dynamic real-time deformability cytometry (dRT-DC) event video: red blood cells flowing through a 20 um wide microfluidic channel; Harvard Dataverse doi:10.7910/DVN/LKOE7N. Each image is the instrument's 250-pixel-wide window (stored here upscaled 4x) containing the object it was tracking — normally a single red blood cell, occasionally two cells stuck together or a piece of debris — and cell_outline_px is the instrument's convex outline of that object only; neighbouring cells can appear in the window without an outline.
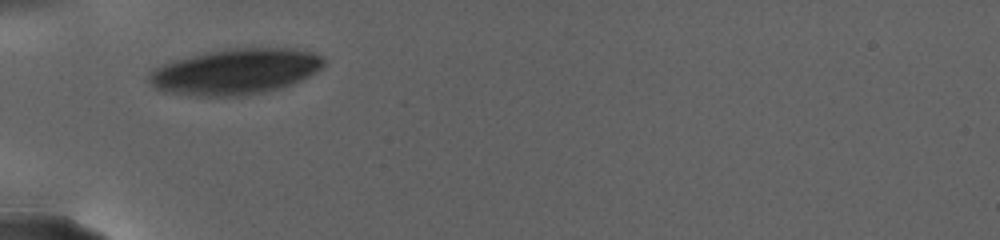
{"species": "human", "species_latin": "Homo sapiens", "temperature_condition": "warm", "stored_images_in_passage": 58, "camera_frame_rate_fps": 3000, "um_per_image_px": 0.085, "donor": {"sex": "female"}, "frame": {"image": 1, "passage_image": 1, "time_ms": 0.0, "image_size_px": [1000, 240], "cell_outline_px": [[324, 68], [292, 84], [280, 88], [244, 96], [188, 96], [164, 92], [156, 88], [148, 80], [148, 72], [164, 64], [176, 60], [204, 52], [224, 48], [292, 48], [312, 52], [320, 56], [324, 60]], "centroid_in_image_um": [20.0, 6.09], "position_along_channel_um": 65.0, "area_um2": 46.76}}
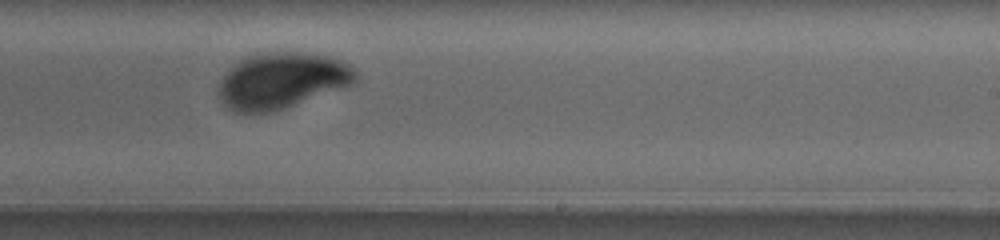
{"frame": {"image": 2, "passage_image": 29, "time_ms": 8.333, "image_size_px": [1000, 240], "cell_outline_px": [[356, 80], [348, 84], [284, 108], [272, 112], [232, 112], [220, 100], [220, 84], [224, 76], [240, 60], [252, 56], [276, 52], [296, 52], [328, 56], [344, 60], [356, 72]], "centroid_in_image_um": [23.94, 6.85], "position_along_channel_um": 265.1, "area_um2": 43.23}}
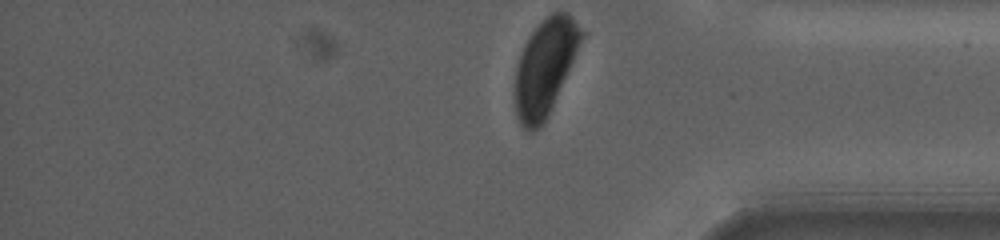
{"frame": {"image": 3, "passage_image": 57, "time_ms": 13.667, "image_size_px": [1000, 240], "cell_outline_px": [[588, 32], [540, 128], [532, 132], [528, 132], [520, 124], [516, 116], [516, 68], [524, 44], [532, 32], [552, 12], [568, 12]], "centroid_in_image_um": [46.38, 5.66], "position_along_channel_um": 388.8, "area_um2": 36.76}, "authors_computed_cell_mechanics": {"area_um2": 42.9454, "velocity_mm_per_s": 2.4921, "shape_relaxation_time_tau1_ms": 2.899, "shape_relaxation_time_tau2_ms": null, "deformation_change_tau1": 0.1297, "deformation_change_tau2": null}}